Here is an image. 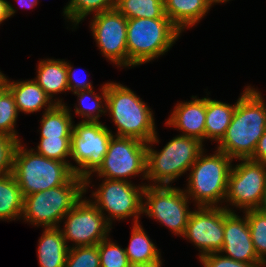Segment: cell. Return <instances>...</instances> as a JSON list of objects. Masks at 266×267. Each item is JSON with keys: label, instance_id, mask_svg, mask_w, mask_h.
Listing matches in <instances>:
<instances>
[{"label": "cell", "instance_id": "1", "mask_svg": "<svg viewBox=\"0 0 266 267\" xmlns=\"http://www.w3.org/2000/svg\"><path fill=\"white\" fill-rule=\"evenodd\" d=\"M265 130V100L261 92L248 85L237 99L232 121L216 149L232 160L250 159Z\"/></svg>", "mask_w": 266, "mask_h": 267}, {"label": "cell", "instance_id": "2", "mask_svg": "<svg viewBox=\"0 0 266 267\" xmlns=\"http://www.w3.org/2000/svg\"><path fill=\"white\" fill-rule=\"evenodd\" d=\"M157 134L156 132L147 143L146 180L148 184L146 185L170 186L190 170L204 150V143L197 138L179 134L167 142L162 150L157 151L152 148L153 144L159 143Z\"/></svg>", "mask_w": 266, "mask_h": 267}, {"label": "cell", "instance_id": "3", "mask_svg": "<svg viewBox=\"0 0 266 267\" xmlns=\"http://www.w3.org/2000/svg\"><path fill=\"white\" fill-rule=\"evenodd\" d=\"M116 125L117 137H132L148 143L156 134L151 108L127 86L107 82L106 114Z\"/></svg>", "mask_w": 266, "mask_h": 267}, {"label": "cell", "instance_id": "4", "mask_svg": "<svg viewBox=\"0 0 266 267\" xmlns=\"http://www.w3.org/2000/svg\"><path fill=\"white\" fill-rule=\"evenodd\" d=\"M205 152L204 148L190 167L184 191L196 207H222L232 163L235 160L218 149L210 155Z\"/></svg>", "mask_w": 266, "mask_h": 267}, {"label": "cell", "instance_id": "5", "mask_svg": "<svg viewBox=\"0 0 266 267\" xmlns=\"http://www.w3.org/2000/svg\"><path fill=\"white\" fill-rule=\"evenodd\" d=\"M84 195V179L74 174L62 186L24 196L21 220L42 228L60 227L64 216Z\"/></svg>", "mask_w": 266, "mask_h": 267}, {"label": "cell", "instance_id": "6", "mask_svg": "<svg viewBox=\"0 0 266 267\" xmlns=\"http://www.w3.org/2000/svg\"><path fill=\"white\" fill-rule=\"evenodd\" d=\"M181 34L169 18L127 19L128 68L165 55Z\"/></svg>", "mask_w": 266, "mask_h": 267}, {"label": "cell", "instance_id": "7", "mask_svg": "<svg viewBox=\"0 0 266 267\" xmlns=\"http://www.w3.org/2000/svg\"><path fill=\"white\" fill-rule=\"evenodd\" d=\"M22 195L64 185L75 173L62 161L48 159L37 153L35 149H27L20 141L13 162V171Z\"/></svg>", "mask_w": 266, "mask_h": 267}, {"label": "cell", "instance_id": "8", "mask_svg": "<svg viewBox=\"0 0 266 267\" xmlns=\"http://www.w3.org/2000/svg\"><path fill=\"white\" fill-rule=\"evenodd\" d=\"M113 135L101 121L81 120L73 124L70 157L78 165H74V173L84 179L85 194L91 186V177L103 163Z\"/></svg>", "mask_w": 266, "mask_h": 267}, {"label": "cell", "instance_id": "9", "mask_svg": "<svg viewBox=\"0 0 266 267\" xmlns=\"http://www.w3.org/2000/svg\"><path fill=\"white\" fill-rule=\"evenodd\" d=\"M143 184L135 185L129 181L104 178L96 191H92L90 201L104 216L108 213L105 218L111 225L115 220H126L128 217H134V224L140 223L146 183Z\"/></svg>", "mask_w": 266, "mask_h": 267}, {"label": "cell", "instance_id": "10", "mask_svg": "<svg viewBox=\"0 0 266 267\" xmlns=\"http://www.w3.org/2000/svg\"><path fill=\"white\" fill-rule=\"evenodd\" d=\"M170 186H145L143 192V215L154 218L173 234L183 236L189 217L191 201L184 189Z\"/></svg>", "mask_w": 266, "mask_h": 267}, {"label": "cell", "instance_id": "11", "mask_svg": "<svg viewBox=\"0 0 266 267\" xmlns=\"http://www.w3.org/2000/svg\"><path fill=\"white\" fill-rule=\"evenodd\" d=\"M238 161L229 174L225 197V204H229L223 207L230 212H235V207L242 212L258 209L266 187V164L251 159Z\"/></svg>", "mask_w": 266, "mask_h": 267}, {"label": "cell", "instance_id": "12", "mask_svg": "<svg viewBox=\"0 0 266 267\" xmlns=\"http://www.w3.org/2000/svg\"><path fill=\"white\" fill-rule=\"evenodd\" d=\"M147 143L132 137L112 136L103 163L95 172L99 179L129 181L132 176L146 180ZM129 178V179H128Z\"/></svg>", "mask_w": 266, "mask_h": 267}, {"label": "cell", "instance_id": "13", "mask_svg": "<svg viewBox=\"0 0 266 267\" xmlns=\"http://www.w3.org/2000/svg\"><path fill=\"white\" fill-rule=\"evenodd\" d=\"M62 220L64 228L60 226V230L67 245L73 242L70 248L97 245L109 237L112 229L105 216L86 197H82Z\"/></svg>", "mask_w": 266, "mask_h": 267}, {"label": "cell", "instance_id": "14", "mask_svg": "<svg viewBox=\"0 0 266 267\" xmlns=\"http://www.w3.org/2000/svg\"><path fill=\"white\" fill-rule=\"evenodd\" d=\"M90 21L101 55L117 67L127 68V18L114 8L93 15Z\"/></svg>", "mask_w": 266, "mask_h": 267}, {"label": "cell", "instance_id": "15", "mask_svg": "<svg viewBox=\"0 0 266 267\" xmlns=\"http://www.w3.org/2000/svg\"><path fill=\"white\" fill-rule=\"evenodd\" d=\"M182 238L199 248V258L220 252L224 241V207H196Z\"/></svg>", "mask_w": 266, "mask_h": 267}, {"label": "cell", "instance_id": "16", "mask_svg": "<svg viewBox=\"0 0 266 267\" xmlns=\"http://www.w3.org/2000/svg\"><path fill=\"white\" fill-rule=\"evenodd\" d=\"M223 256L243 263H264L257 255L248 226L247 217L241 218L224 207Z\"/></svg>", "mask_w": 266, "mask_h": 267}, {"label": "cell", "instance_id": "17", "mask_svg": "<svg viewBox=\"0 0 266 267\" xmlns=\"http://www.w3.org/2000/svg\"><path fill=\"white\" fill-rule=\"evenodd\" d=\"M205 116L206 97L197 98L192 96L190 101L178 102L174 107L170 117L165 121L168 127L176 128L180 135L193 137L202 143L205 140Z\"/></svg>", "mask_w": 266, "mask_h": 267}, {"label": "cell", "instance_id": "18", "mask_svg": "<svg viewBox=\"0 0 266 267\" xmlns=\"http://www.w3.org/2000/svg\"><path fill=\"white\" fill-rule=\"evenodd\" d=\"M36 77L33 79L39 87L56 104H64L62 99H54L57 94L68 91L66 61L63 59H41L36 66ZM55 95V96H54Z\"/></svg>", "mask_w": 266, "mask_h": 267}, {"label": "cell", "instance_id": "19", "mask_svg": "<svg viewBox=\"0 0 266 267\" xmlns=\"http://www.w3.org/2000/svg\"><path fill=\"white\" fill-rule=\"evenodd\" d=\"M8 90L12 93L18 112L31 114L51 109L56 103L33 80L11 81Z\"/></svg>", "mask_w": 266, "mask_h": 267}, {"label": "cell", "instance_id": "20", "mask_svg": "<svg viewBox=\"0 0 266 267\" xmlns=\"http://www.w3.org/2000/svg\"><path fill=\"white\" fill-rule=\"evenodd\" d=\"M210 11L205 0H164V13L182 33L192 28Z\"/></svg>", "mask_w": 266, "mask_h": 267}, {"label": "cell", "instance_id": "21", "mask_svg": "<svg viewBox=\"0 0 266 267\" xmlns=\"http://www.w3.org/2000/svg\"><path fill=\"white\" fill-rule=\"evenodd\" d=\"M37 258L40 267H64L68 250L60 227L44 228L38 240Z\"/></svg>", "mask_w": 266, "mask_h": 267}, {"label": "cell", "instance_id": "22", "mask_svg": "<svg viewBox=\"0 0 266 267\" xmlns=\"http://www.w3.org/2000/svg\"><path fill=\"white\" fill-rule=\"evenodd\" d=\"M235 104L223 103L206 96L205 139L218 143L226 133L234 115Z\"/></svg>", "mask_w": 266, "mask_h": 267}, {"label": "cell", "instance_id": "23", "mask_svg": "<svg viewBox=\"0 0 266 267\" xmlns=\"http://www.w3.org/2000/svg\"><path fill=\"white\" fill-rule=\"evenodd\" d=\"M67 104H55L51 109L43 111L41 117L40 137H71L73 116Z\"/></svg>", "mask_w": 266, "mask_h": 267}, {"label": "cell", "instance_id": "24", "mask_svg": "<svg viewBox=\"0 0 266 267\" xmlns=\"http://www.w3.org/2000/svg\"><path fill=\"white\" fill-rule=\"evenodd\" d=\"M24 196L12 173L0 176V220L15 221L22 217Z\"/></svg>", "mask_w": 266, "mask_h": 267}, {"label": "cell", "instance_id": "25", "mask_svg": "<svg viewBox=\"0 0 266 267\" xmlns=\"http://www.w3.org/2000/svg\"><path fill=\"white\" fill-rule=\"evenodd\" d=\"M125 252L132 266L161 258L160 249H157L140 223L133 224L130 243Z\"/></svg>", "mask_w": 266, "mask_h": 267}, {"label": "cell", "instance_id": "26", "mask_svg": "<svg viewBox=\"0 0 266 267\" xmlns=\"http://www.w3.org/2000/svg\"><path fill=\"white\" fill-rule=\"evenodd\" d=\"M95 90H80L73 92L76 95L77 103L75 104L74 112L82 117V121H98L101 115L106 114V101H107V83L103 84L100 88L99 94ZM90 101V102H89Z\"/></svg>", "mask_w": 266, "mask_h": 267}, {"label": "cell", "instance_id": "27", "mask_svg": "<svg viewBox=\"0 0 266 267\" xmlns=\"http://www.w3.org/2000/svg\"><path fill=\"white\" fill-rule=\"evenodd\" d=\"M118 0H70L63 9V16L67 22H72L73 28L76 29L81 21L88 15H95L103 11L111 10L116 7Z\"/></svg>", "mask_w": 266, "mask_h": 267}, {"label": "cell", "instance_id": "28", "mask_svg": "<svg viewBox=\"0 0 266 267\" xmlns=\"http://www.w3.org/2000/svg\"><path fill=\"white\" fill-rule=\"evenodd\" d=\"M115 8L127 19L168 18L164 13V0H118Z\"/></svg>", "mask_w": 266, "mask_h": 267}, {"label": "cell", "instance_id": "29", "mask_svg": "<svg viewBox=\"0 0 266 267\" xmlns=\"http://www.w3.org/2000/svg\"><path fill=\"white\" fill-rule=\"evenodd\" d=\"M35 149L37 153L48 159L65 162L74 172V165L67 160L71 154V137H41Z\"/></svg>", "mask_w": 266, "mask_h": 267}, {"label": "cell", "instance_id": "30", "mask_svg": "<svg viewBox=\"0 0 266 267\" xmlns=\"http://www.w3.org/2000/svg\"><path fill=\"white\" fill-rule=\"evenodd\" d=\"M243 214L247 217L255 251L266 264V214L258 209L248 210Z\"/></svg>", "mask_w": 266, "mask_h": 267}, {"label": "cell", "instance_id": "31", "mask_svg": "<svg viewBox=\"0 0 266 267\" xmlns=\"http://www.w3.org/2000/svg\"><path fill=\"white\" fill-rule=\"evenodd\" d=\"M18 115L14 97L7 90L0 98V133L21 141V138L17 135L19 133L15 129Z\"/></svg>", "mask_w": 266, "mask_h": 267}, {"label": "cell", "instance_id": "32", "mask_svg": "<svg viewBox=\"0 0 266 267\" xmlns=\"http://www.w3.org/2000/svg\"><path fill=\"white\" fill-rule=\"evenodd\" d=\"M100 267H132L126 255L125 249L113 242L110 237L98 244Z\"/></svg>", "mask_w": 266, "mask_h": 267}, {"label": "cell", "instance_id": "33", "mask_svg": "<svg viewBox=\"0 0 266 267\" xmlns=\"http://www.w3.org/2000/svg\"><path fill=\"white\" fill-rule=\"evenodd\" d=\"M64 267H100L98 246L69 248Z\"/></svg>", "mask_w": 266, "mask_h": 267}, {"label": "cell", "instance_id": "34", "mask_svg": "<svg viewBox=\"0 0 266 267\" xmlns=\"http://www.w3.org/2000/svg\"><path fill=\"white\" fill-rule=\"evenodd\" d=\"M19 140L0 133V176L12 173L14 154Z\"/></svg>", "mask_w": 266, "mask_h": 267}, {"label": "cell", "instance_id": "35", "mask_svg": "<svg viewBox=\"0 0 266 267\" xmlns=\"http://www.w3.org/2000/svg\"><path fill=\"white\" fill-rule=\"evenodd\" d=\"M202 267H265V263H243L223 256L221 253H209L198 258Z\"/></svg>", "mask_w": 266, "mask_h": 267}, {"label": "cell", "instance_id": "36", "mask_svg": "<svg viewBox=\"0 0 266 267\" xmlns=\"http://www.w3.org/2000/svg\"><path fill=\"white\" fill-rule=\"evenodd\" d=\"M66 68H67L68 91H71L73 93L80 90H89L94 87L92 86L93 85L92 81L89 82L83 79L82 77L77 76L78 74H75V69L73 68L71 63L69 64V62L67 61H66Z\"/></svg>", "mask_w": 266, "mask_h": 267}, {"label": "cell", "instance_id": "37", "mask_svg": "<svg viewBox=\"0 0 266 267\" xmlns=\"http://www.w3.org/2000/svg\"><path fill=\"white\" fill-rule=\"evenodd\" d=\"M250 159L266 164V130L260 137L255 152Z\"/></svg>", "mask_w": 266, "mask_h": 267}, {"label": "cell", "instance_id": "38", "mask_svg": "<svg viewBox=\"0 0 266 267\" xmlns=\"http://www.w3.org/2000/svg\"><path fill=\"white\" fill-rule=\"evenodd\" d=\"M16 12V8L13 7L10 2L6 0H0V24H2V22L8 18L14 16Z\"/></svg>", "mask_w": 266, "mask_h": 267}, {"label": "cell", "instance_id": "39", "mask_svg": "<svg viewBox=\"0 0 266 267\" xmlns=\"http://www.w3.org/2000/svg\"><path fill=\"white\" fill-rule=\"evenodd\" d=\"M9 88V78L5 74L0 76V98Z\"/></svg>", "mask_w": 266, "mask_h": 267}, {"label": "cell", "instance_id": "40", "mask_svg": "<svg viewBox=\"0 0 266 267\" xmlns=\"http://www.w3.org/2000/svg\"><path fill=\"white\" fill-rule=\"evenodd\" d=\"M18 5L24 9H32L38 5V0H16Z\"/></svg>", "mask_w": 266, "mask_h": 267}, {"label": "cell", "instance_id": "41", "mask_svg": "<svg viewBox=\"0 0 266 267\" xmlns=\"http://www.w3.org/2000/svg\"><path fill=\"white\" fill-rule=\"evenodd\" d=\"M163 261L161 258L153 261V262H150V263H143V264H136V265H133L132 267H162Z\"/></svg>", "mask_w": 266, "mask_h": 267}, {"label": "cell", "instance_id": "42", "mask_svg": "<svg viewBox=\"0 0 266 267\" xmlns=\"http://www.w3.org/2000/svg\"><path fill=\"white\" fill-rule=\"evenodd\" d=\"M258 210H259L260 212L266 214V187H265V190H264V195H263L261 204H260V206L258 207Z\"/></svg>", "mask_w": 266, "mask_h": 267}, {"label": "cell", "instance_id": "43", "mask_svg": "<svg viewBox=\"0 0 266 267\" xmlns=\"http://www.w3.org/2000/svg\"><path fill=\"white\" fill-rule=\"evenodd\" d=\"M205 1L209 5V7L211 8L212 5H214V4H218V3L222 4V3H226V2H228L230 0H205Z\"/></svg>", "mask_w": 266, "mask_h": 267}]
</instances>
